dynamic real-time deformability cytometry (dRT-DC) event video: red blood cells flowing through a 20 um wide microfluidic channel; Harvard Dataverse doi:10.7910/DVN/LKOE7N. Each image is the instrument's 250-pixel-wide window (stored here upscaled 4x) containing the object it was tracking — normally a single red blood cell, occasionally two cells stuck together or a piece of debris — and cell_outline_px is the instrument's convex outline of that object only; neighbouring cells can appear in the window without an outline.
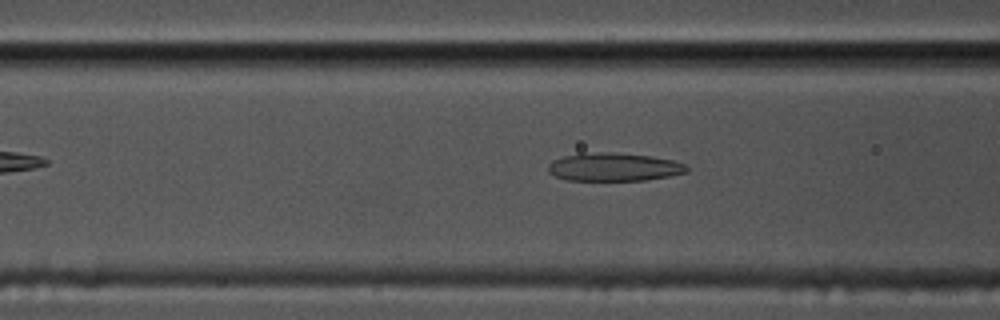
{"species": "common noctule bat (a hibernating species)", "species_latin": "Nyctalus noctula", "temperature_condition": "cold", "stored_images_in_passage": 56, "camera_frame_rate_fps": 3000, "um_per_image_px": 0.085, "animal": {"sex": "male", "body_mass_g": 17.5, "forearm_length_mm": 52.3}, "frame": {"image": 1, "passage_image": 21, "time_ms": 6.667, "image_size_px": [1000, 320], "cell_outline_px": [[688, 172], [648, 180], [568, 180], [556, 176], [548, 172], [548, 164], [552, 160], [564, 156], [580, 152], [612, 152], [652, 156], [672, 160], [684, 164], [688, 168]], "centroid_in_image_um": [52.16, 14.18], "position_along_channel_um": 114.4, "area_um2": 22.89}}
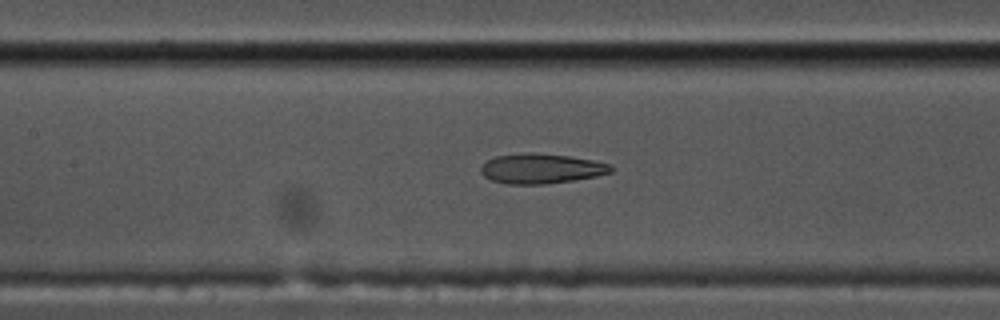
{"frame": {"image": 2, "passage_image": 25, "time_ms": 8.0, "image_size_px": [1000, 320], "cell_outline_px": [[612, 172], [596, 176], [572, 180], [544, 184], [508, 184], [492, 180], [484, 176], [480, 172], [480, 168], [488, 160], [496, 156], [528, 152], [532, 152], [568, 156], [592, 160], [612, 164]], "centroid_in_image_um": [46.0, 14.32], "position_along_channel_um": 161.4, "area_um2": 22.54}}
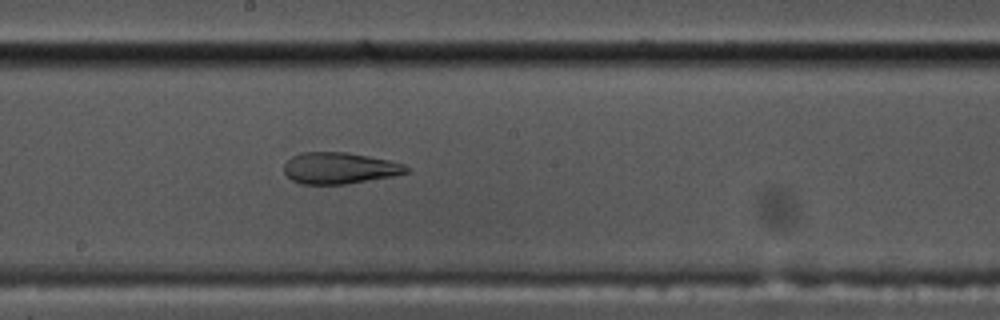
{"frame": {"image": 3, "passage_image": 30, "time_ms": 9.667, "image_size_px": [1000, 320], "cell_outline_px": [[408, 172], [392, 176], [344, 184], [300, 184], [292, 180], [284, 172], [284, 164], [292, 156], [300, 152], [348, 152], [388, 160], [404, 164], [408, 168]], "centroid_in_image_um": [28.82, 14.28], "position_along_channel_um": 219.4, "area_um2": 22.25}, "authors_computed_cell_mechanics": {"area_um2": 22.6865, "velocity_mm_per_s": 3.5149, "shape_relaxation_time_tau1_ms": null, "shape_relaxation_time_tau2_ms": 1.9883, "deformation_change_tau1": null, "deformation_change_tau2": 0.1074}}